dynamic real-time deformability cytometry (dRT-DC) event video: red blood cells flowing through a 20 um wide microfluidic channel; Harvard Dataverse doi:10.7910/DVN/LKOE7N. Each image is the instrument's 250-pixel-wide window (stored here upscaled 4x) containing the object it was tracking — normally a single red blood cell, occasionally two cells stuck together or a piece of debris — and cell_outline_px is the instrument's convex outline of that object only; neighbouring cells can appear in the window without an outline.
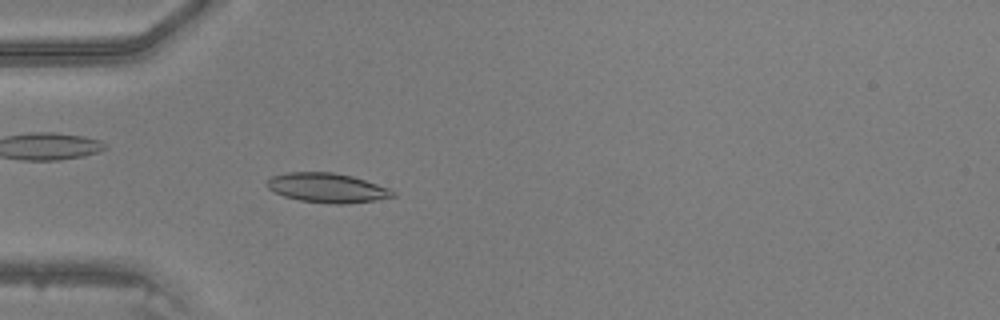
{"species": "common noctule bat (a hibernating species)", "species_latin": "Nyctalus noctula", "temperature_condition": "warm", "stored_images_in_passage": 46, "camera_frame_rate_fps": 3000, "um_per_image_px": 0.085, "animal": {"sex": "male", "body_mass_g": 20.5, "forearm_length_mm": 52.5}, "frame": {"image": 1, "passage_image": 14, "time_ms": 4.333, "image_size_px": [1000, 320], "cell_outline_px": [[396, 196], [376, 200], [348, 204], [332, 204], [300, 200], [284, 196], [268, 188], [264, 184], [272, 176], [288, 172], [332, 172], [352, 176], [388, 188], [396, 192]], "centroid_in_image_um": [27.81, 15.97], "position_along_channel_um": 57.2, "area_um2": 21.56}}
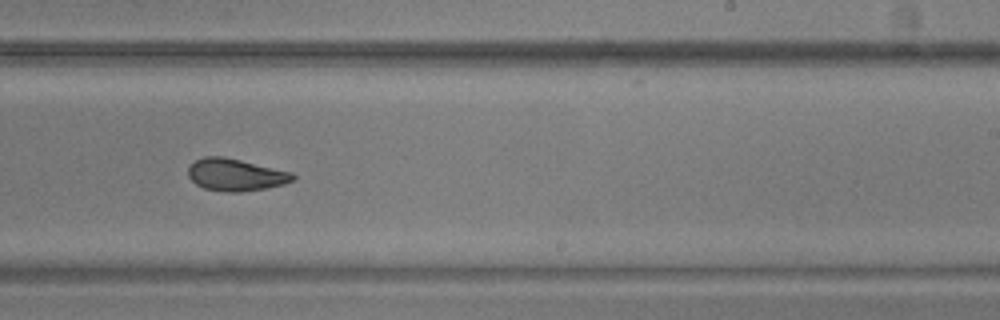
{"frame": {"image": 2, "passage_image": 29, "time_ms": 9.333, "image_size_px": [1000, 320], "cell_outline_px": [[296, 176], [292, 180], [284, 184], [264, 188], [240, 192], [228, 192], [204, 188], [196, 184], [188, 176], [188, 168], [196, 160], [204, 156], [224, 156], [292, 172]], "centroid_in_image_um": [20.01, 14.85], "position_along_channel_um": 269.0, "area_um2": 19.48}}
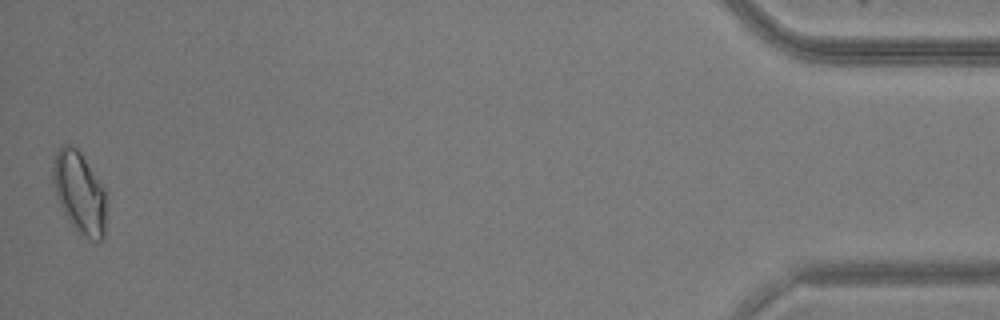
{"frame": {"image": 3, "passage_image": 46, "time_ms": 15.0, "image_size_px": [1000, 320], "cell_outline_px": [[104, 236], [100, 240], [92, 240], [80, 236], [76, 232], [68, 220], [56, 196], [52, 180], [52, 168], [56, 152], [64, 144], [68, 144], [76, 148], [80, 152], [104, 188]], "centroid_in_image_um": [6.72, 16.39], "position_along_channel_um": 428.5, "area_um2": 25.09}}